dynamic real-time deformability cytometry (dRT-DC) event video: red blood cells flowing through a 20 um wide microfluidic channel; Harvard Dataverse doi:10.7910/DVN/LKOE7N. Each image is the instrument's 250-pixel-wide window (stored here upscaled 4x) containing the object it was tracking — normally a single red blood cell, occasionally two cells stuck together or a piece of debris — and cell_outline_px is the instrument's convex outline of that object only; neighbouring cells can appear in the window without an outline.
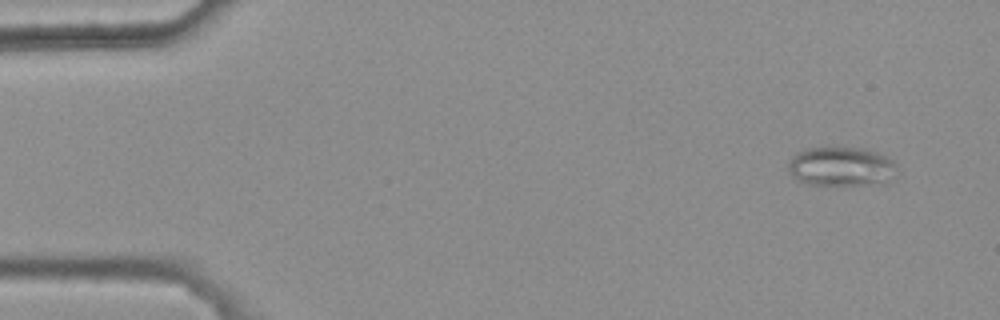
{"species": "common noctule bat (a hibernating species)", "species_latin": "Nyctalus noctula", "temperature_condition": "warm", "stored_images_in_passage": 7, "camera_frame_rate_fps": 3000, "um_per_image_px": 0.085, "animal": {"sex": "female", "body_mass_g": 25.1}, "frame": {"image": 1, "passage_image": 1, "time_ms": 0.0, "image_size_px": [1000, 320], "cell_outline_px": [[896, 164], [880, 180], [860, 184], [808, 184], [796, 180], [788, 172], [788, 160], [792, 156], [808, 148], [868, 148], [892, 160]], "centroid_in_image_um": [71.3, 14.11], "position_along_channel_um": 13.7, "area_um2": 23.58}}
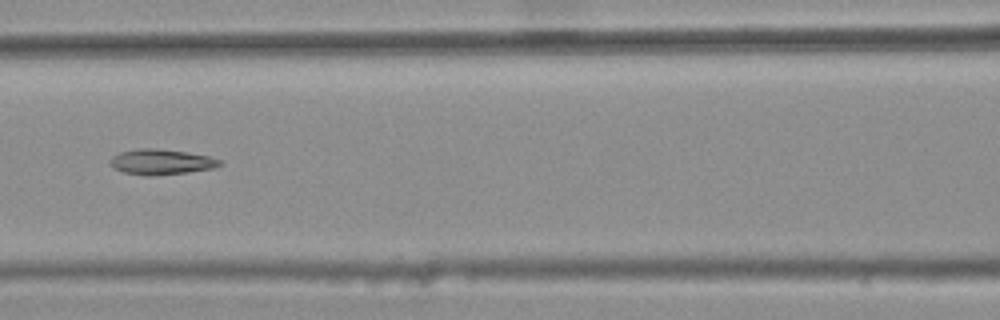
{"frame": {"image": 2, "passage_image": 7, "time_ms": 2.0, "image_size_px": [1000, 320], "cell_outline_px": [[224, 164], [212, 168], [188, 172], [152, 176], [148, 176], [124, 172], [108, 164], [108, 160], [112, 156], [120, 152], [140, 148], [156, 148], [188, 152], [208, 156], [220, 160]], "centroid_in_image_um": [13.68, 13.75], "position_along_channel_um": 152.9, "area_um2": 16.24}}